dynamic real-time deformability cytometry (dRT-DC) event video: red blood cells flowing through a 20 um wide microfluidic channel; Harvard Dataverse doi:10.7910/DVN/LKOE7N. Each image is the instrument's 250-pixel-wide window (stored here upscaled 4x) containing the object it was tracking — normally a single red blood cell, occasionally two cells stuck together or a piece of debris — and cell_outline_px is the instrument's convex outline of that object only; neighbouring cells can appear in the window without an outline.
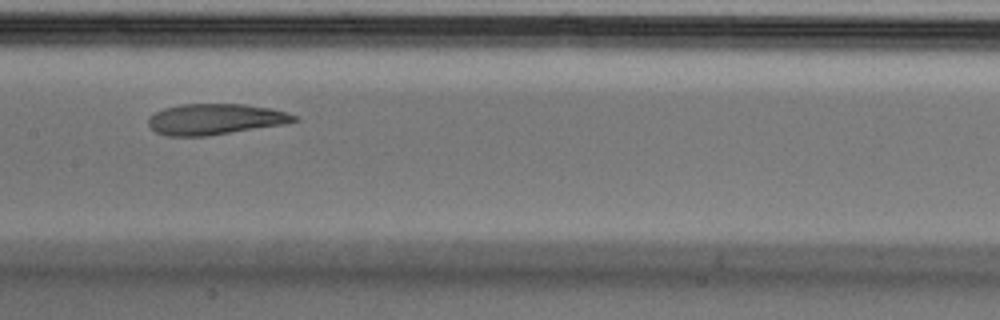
{"species": "Egyptian fruit bat (a non-hibernating species)", "species_latin": "Rousettus aegyptiacus", "temperature_condition": "cold", "stored_images_in_passage": 9, "camera_frame_rate_fps": 3000, "um_per_image_px": 0.085, "animal": {"sex": "male"}, "frame": {"image": 1, "passage_image": 7, "time_ms": 2.0, "image_size_px": [1000, 320], "cell_outline_px": [[300, 120], [284, 124], [208, 136], [168, 136], [156, 132], [148, 124], [148, 116], [164, 108], [180, 104], [244, 104], [268, 108], [288, 112], [300, 116]], "centroid_in_image_um": [18.32, 10.13], "position_along_channel_um": 189.1, "area_um2": 26.36}}
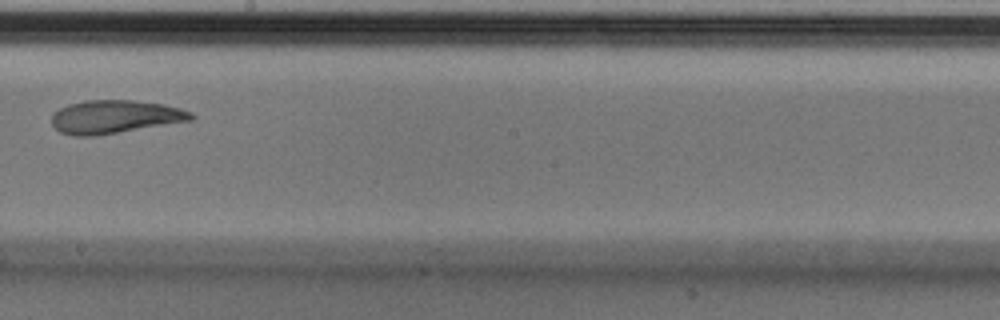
{"frame": {"image": 2, "passage_image": 8, "time_ms": 2.333, "image_size_px": [1000, 320], "cell_outline_px": [[196, 116], [192, 120], [96, 136], [72, 136], [60, 132], [52, 124], [52, 116], [60, 108], [68, 104], [84, 100], [132, 100], [164, 104], [180, 108], [192, 112]], "centroid_in_image_um": [9.77, 9.93], "position_along_channel_um": 238.4, "area_um2": 27.05}}
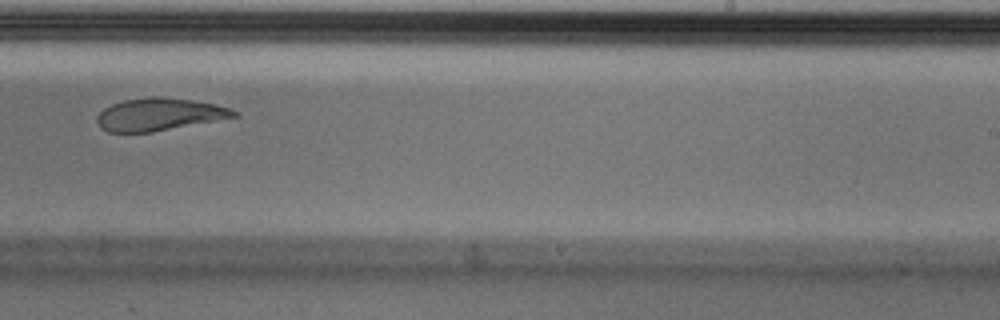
{"frame": {"image": 3, "passage_image": 9, "time_ms": 2.667, "image_size_px": [1000, 320], "cell_outline_px": [[236, 116], [152, 132], [108, 132], [100, 128], [96, 120], [96, 116], [104, 108], [112, 104], [124, 100], [152, 96], [156, 96], [192, 100], [212, 104], [228, 108], [236, 112]], "centroid_in_image_um": [13.43, 9.72], "position_along_channel_um": 275.6, "area_um2": 25.43}}